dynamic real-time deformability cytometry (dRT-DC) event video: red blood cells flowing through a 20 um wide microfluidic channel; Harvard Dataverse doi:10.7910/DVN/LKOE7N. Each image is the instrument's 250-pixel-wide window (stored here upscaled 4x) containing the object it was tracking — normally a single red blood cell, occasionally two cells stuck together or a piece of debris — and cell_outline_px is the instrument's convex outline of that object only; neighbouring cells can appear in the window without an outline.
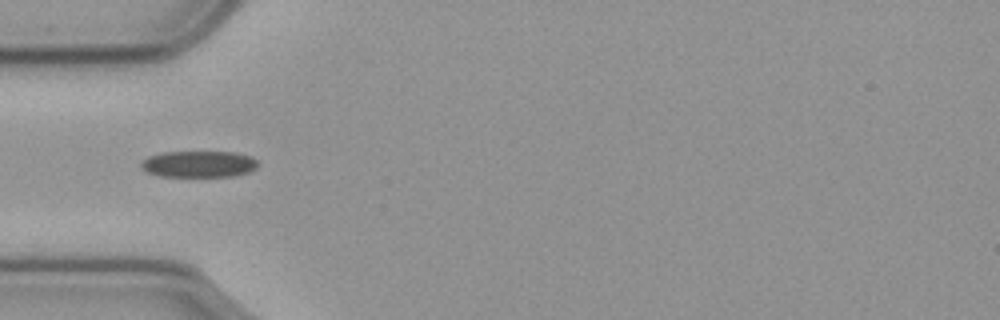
{"species": "common noctule bat (a hibernating species)", "species_latin": "Nyctalus noctula", "temperature_condition": "cold", "stored_images_in_passage": 19, "camera_frame_rate_fps": 3000, "um_per_image_px": 0.085, "animal": {"sex": "male", "body_mass_g": 23.1, "forearm_length_mm": 52.7}, "frame": {"image": 1, "passage_image": 6, "time_ms": 1.667, "image_size_px": [1000, 320], "cell_outline_px": [[260, 164], [256, 168], [248, 172], [232, 176], [160, 176], [148, 172], [140, 164], [148, 156], [164, 152], [232, 152], [252, 156]], "centroid_in_image_um": [16.94, 13.94], "position_along_channel_um": 68.1, "area_um2": 17.86}}
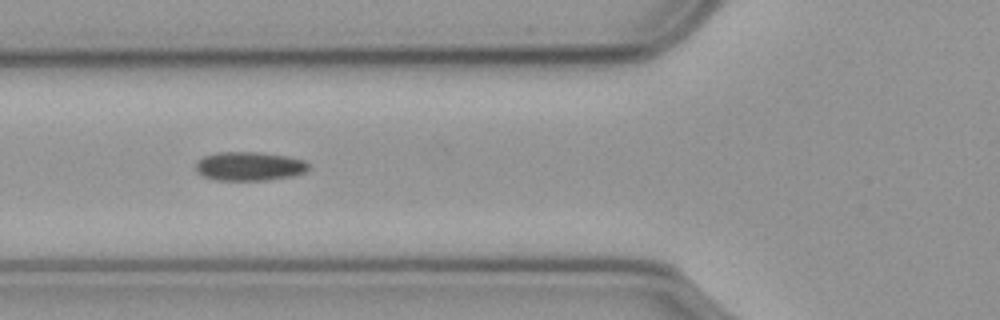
{"frame": {"image": 2, "passage_image": 9, "time_ms": 2.667, "image_size_px": [1000, 320], "cell_outline_px": [[308, 168], [304, 172], [292, 176], [264, 180], [216, 180], [204, 176], [196, 172], [196, 160], [204, 156], [220, 152], [256, 152], [288, 156], [304, 160], [308, 164]], "centroid_in_image_um": [21.16, 14.13], "position_along_channel_um": 104.6, "area_um2": 18.9}}